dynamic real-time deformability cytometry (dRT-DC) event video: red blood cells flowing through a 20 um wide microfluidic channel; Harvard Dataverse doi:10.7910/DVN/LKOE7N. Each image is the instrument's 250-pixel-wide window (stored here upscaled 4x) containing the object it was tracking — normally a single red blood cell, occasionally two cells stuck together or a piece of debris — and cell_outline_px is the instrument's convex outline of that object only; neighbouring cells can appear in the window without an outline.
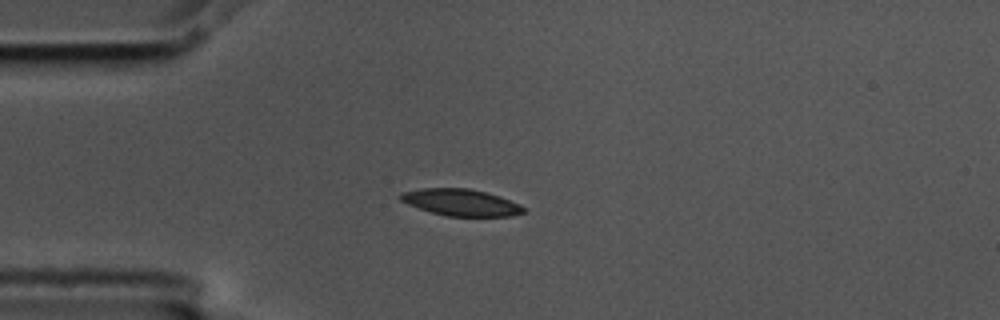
{"species": "common noctule bat (a hibernating species)", "species_latin": "Nyctalus noctula", "temperature_condition": "cold", "stored_images_in_passage": 5, "camera_frame_rate_fps": 3000, "um_per_image_px": 0.085, "animal": {"sex": "male", "body_mass_g": 17.5, "forearm_length_mm": 52.3}, "frame": {"image": 1, "passage_image": 3, "time_ms": 0.667, "image_size_px": [1000, 320], "cell_outline_px": [[524, 212], [512, 216], [448, 216], [432, 212], [408, 204], [400, 200], [400, 192], [424, 188], [468, 188], [500, 196], [520, 204], [524, 208]], "centroid_in_image_um": [39.18, 17.2], "position_along_channel_um": 45.8, "area_um2": 18.96}}